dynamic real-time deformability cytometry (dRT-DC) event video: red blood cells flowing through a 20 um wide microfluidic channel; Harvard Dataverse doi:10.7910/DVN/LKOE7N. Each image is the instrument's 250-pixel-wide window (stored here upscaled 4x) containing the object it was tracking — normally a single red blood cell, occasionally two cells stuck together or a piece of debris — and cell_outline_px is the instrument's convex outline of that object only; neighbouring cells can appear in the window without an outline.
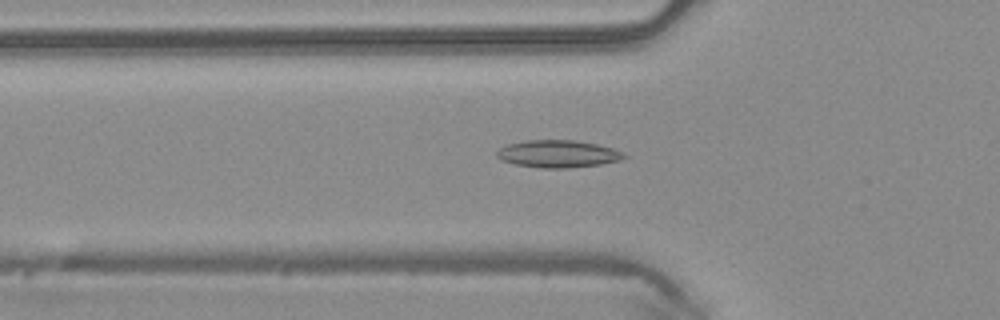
{"species": "common noctule bat (a hibernating species)", "species_latin": "Nyctalus noctula", "temperature_condition": "warm", "stored_images_in_passage": 31, "camera_frame_rate_fps": 3000, "um_per_image_px": 0.085, "animal": {"sex": "male", "body_mass_g": 20.4}, "frame": {"image": 1, "passage_image": 4, "time_ms": 1.0, "image_size_px": [1000, 320], "cell_outline_px": [[628, 156], [620, 160], [600, 164], [568, 168], [540, 168], [516, 164], [500, 160], [496, 156], [496, 152], [500, 148], [508, 144], [528, 140], [576, 140], [596, 144], [612, 148], [624, 152]], "centroid_in_image_um": [47.43, 13.08], "position_along_channel_um": 78.4, "area_um2": 20.29}}
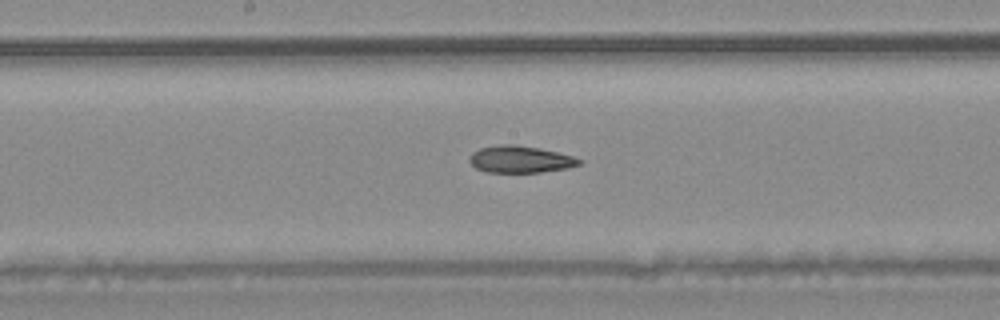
{"frame": {"image": 2, "passage_image": 13, "time_ms": 4.0, "image_size_px": [1000, 320], "cell_outline_px": [[584, 160], [580, 164], [568, 168], [540, 172], [488, 172], [476, 168], [468, 160], [468, 156], [472, 152], [480, 148], [500, 144], [512, 144], [540, 148], [572, 156]], "centroid_in_image_um": [44.21, 13.54], "position_along_channel_um": 204.0, "area_um2": 17.22}}
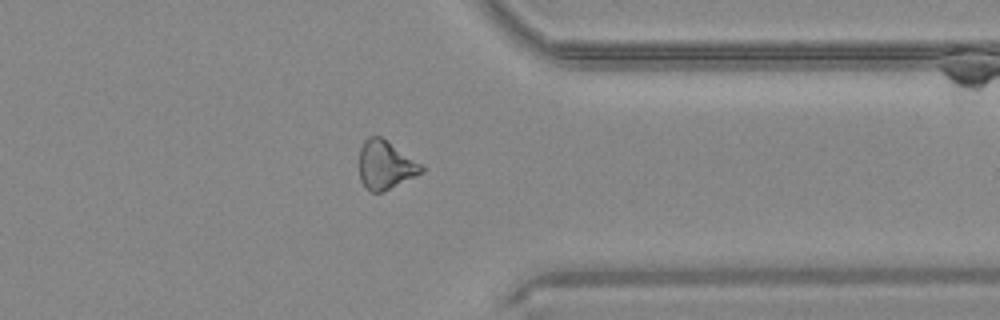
{"frame": {"image": 3, "passage_image": 26, "time_ms": 8.333, "image_size_px": [1000, 320], "cell_outline_px": [[424, 172], [380, 192], [372, 192], [364, 188], [360, 180], [360, 148], [364, 140], [368, 136], [380, 136], [420, 164], [424, 168]], "centroid_in_image_um": [32.72, 14.03], "position_along_channel_um": 378.7, "area_um2": 17.17}, "authors_computed_cell_mechanics": {"area_um2": 17.5134, "velocity_mm_per_s": 4.1621, "shape_relaxation_time_tau1_ms": null, "shape_relaxation_time_tau2_ms": 7.6112, "deformation_change_tau1": null, "deformation_change_tau2": 0.1729}}